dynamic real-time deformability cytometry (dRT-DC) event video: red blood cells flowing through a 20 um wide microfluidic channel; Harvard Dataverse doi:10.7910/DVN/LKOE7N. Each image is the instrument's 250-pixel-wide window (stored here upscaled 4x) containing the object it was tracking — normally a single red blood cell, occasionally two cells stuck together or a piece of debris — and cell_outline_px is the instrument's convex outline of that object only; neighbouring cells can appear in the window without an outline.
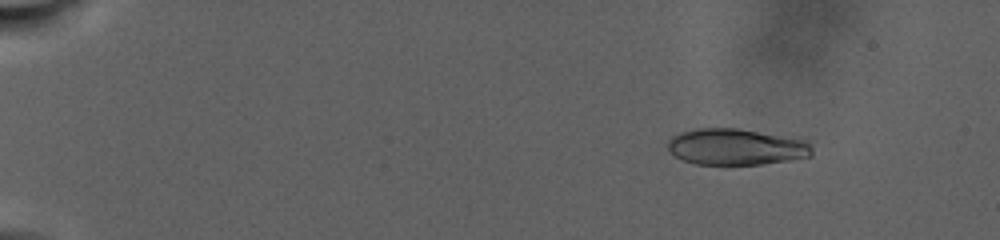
{"species": "human", "species_latin": "Homo sapiens", "temperature_condition": "warm", "stored_images_in_passage": 129, "camera_frame_rate_fps": 3000, "um_per_image_px": 0.085, "donor": {"sex": "male"}, "frame": {"image": 1, "passage_image": 18, "time_ms": 4.0, "image_size_px": [1000, 240], "cell_outline_px": [[812, 156], [788, 160], [760, 164], [724, 168], [696, 164], [684, 160], [676, 156], [668, 148], [668, 140], [672, 136], [680, 132], [696, 128], [736, 128], [804, 140], [812, 148]], "centroid_in_image_um": [62.5, 12.53], "position_along_channel_um": 22.5, "area_um2": 30.98}}
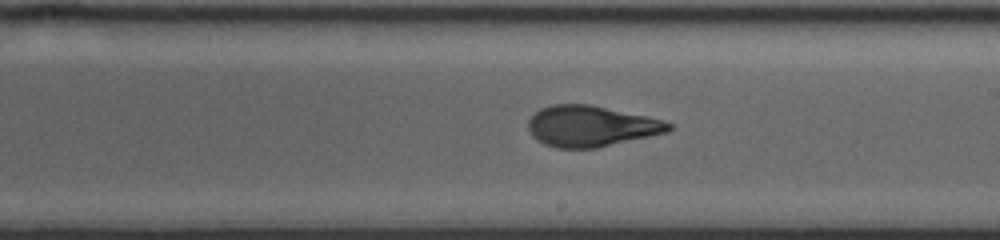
{"frame": {"image": 2, "passage_image": 83, "time_ms": 19.667, "image_size_px": [1000, 240], "cell_outline_px": [[672, 128], [668, 132], [596, 148], [556, 148], [544, 144], [536, 140], [532, 136], [528, 128], [528, 120], [540, 108], [552, 104], [592, 104], [648, 116], [664, 120], [672, 124]], "centroid_in_image_um": [50.23, 10.71], "position_along_channel_um": 238.8, "area_um2": 33.7}}
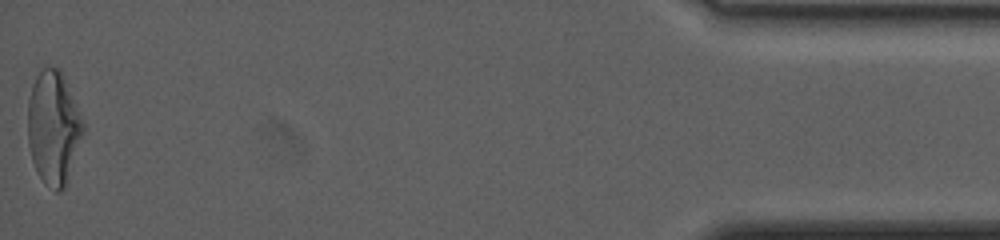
{"frame": {"image": 3, "passage_image": 129, "time_ms": 31.667, "image_size_px": [1000, 240], "cell_outline_px": [[84, 132], [64, 188], [60, 192], [56, 192], [44, 184], [36, 172], [32, 160], [28, 144], [28, 100], [32, 84], [36, 76], [44, 68], [60, 68], [84, 120]], "centroid_in_image_um": [4.54, 10.87], "position_along_channel_um": 430.7, "area_um2": 36.65}, "authors_computed_cell_mechanics": {"area_um2": 33.0616, "velocity_mm_per_s": 2.2565, "shape_relaxation_time_tau1_ms": null, "shape_relaxation_time_tau2_ms": 1.9461, "deformation_change_tau1": null, "deformation_change_tau2": 0.0771}}